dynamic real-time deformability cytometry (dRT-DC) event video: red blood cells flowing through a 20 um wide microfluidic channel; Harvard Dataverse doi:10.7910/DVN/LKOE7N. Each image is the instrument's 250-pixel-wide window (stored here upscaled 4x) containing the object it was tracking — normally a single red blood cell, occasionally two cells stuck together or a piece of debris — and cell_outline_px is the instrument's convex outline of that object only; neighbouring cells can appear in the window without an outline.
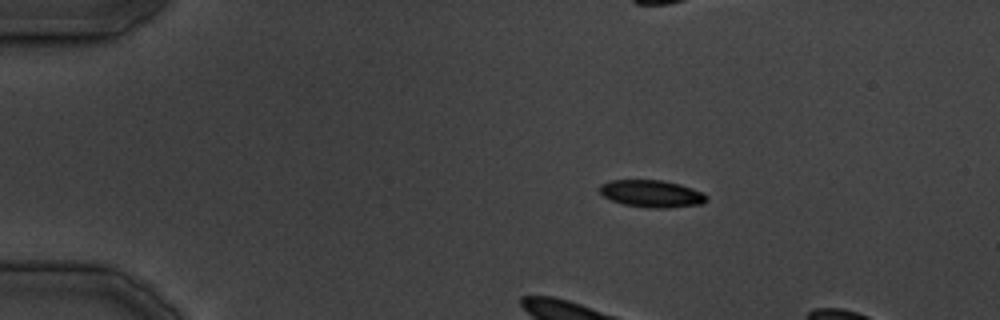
{"species": "common noctule bat (a hibernating species)", "species_latin": "Nyctalus noctula", "temperature_condition": "cold", "stored_images_in_passage": 8, "camera_frame_rate_fps": 3000, "um_per_image_px": 0.085, "animal": {"sex": "male", "body_mass_g": 19.5, "forearm_length_mm": 54.6}, "frame": {"image": 1, "passage_image": 4, "time_ms": 3.333, "image_size_px": [1000, 320], "cell_outline_px": [[708, 200], [700, 204], [668, 208], [652, 208], [624, 204], [612, 200], [604, 196], [600, 192], [600, 184], [612, 180], [660, 180], [680, 184], [704, 192], [708, 196]], "centroid_in_image_um": [55.43, 16.46], "position_along_channel_um": 29.6, "area_um2": 16.88}}